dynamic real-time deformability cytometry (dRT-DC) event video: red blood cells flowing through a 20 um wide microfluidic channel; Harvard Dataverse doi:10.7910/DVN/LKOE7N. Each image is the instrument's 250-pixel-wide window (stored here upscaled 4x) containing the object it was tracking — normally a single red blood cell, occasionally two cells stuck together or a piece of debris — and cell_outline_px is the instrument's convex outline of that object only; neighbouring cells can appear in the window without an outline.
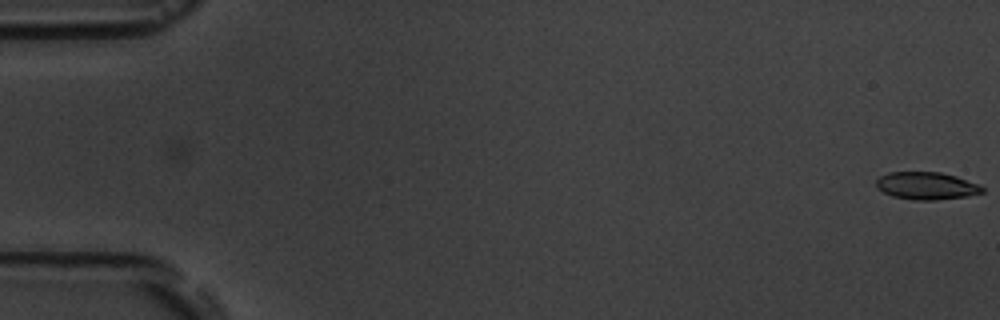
{"species": "common noctule bat (a hibernating species)", "species_latin": "Nyctalus noctula", "temperature_condition": "room temperature", "stored_images_in_passage": 2, "camera_frame_rate_fps": 3000, "um_per_image_px": 0.085, "animal": {"sex": "male", "body_mass_g": 19.5, "forearm_length_mm": 54.6}, "frame": {"image": 1, "passage_image": 2, "time_ms": 1.333, "image_size_px": [1000, 320], "cell_outline_px": [[984, 192], [968, 196], [936, 200], [916, 200], [892, 196], [876, 188], [876, 180], [880, 176], [888, 172], [940, 172], [956, 176], [980, 184], [984, 188]], "centroid_in_image_um": [78.76, 15.79], "position_along_channel_um": 6.2, "area_um2": 17.11}}